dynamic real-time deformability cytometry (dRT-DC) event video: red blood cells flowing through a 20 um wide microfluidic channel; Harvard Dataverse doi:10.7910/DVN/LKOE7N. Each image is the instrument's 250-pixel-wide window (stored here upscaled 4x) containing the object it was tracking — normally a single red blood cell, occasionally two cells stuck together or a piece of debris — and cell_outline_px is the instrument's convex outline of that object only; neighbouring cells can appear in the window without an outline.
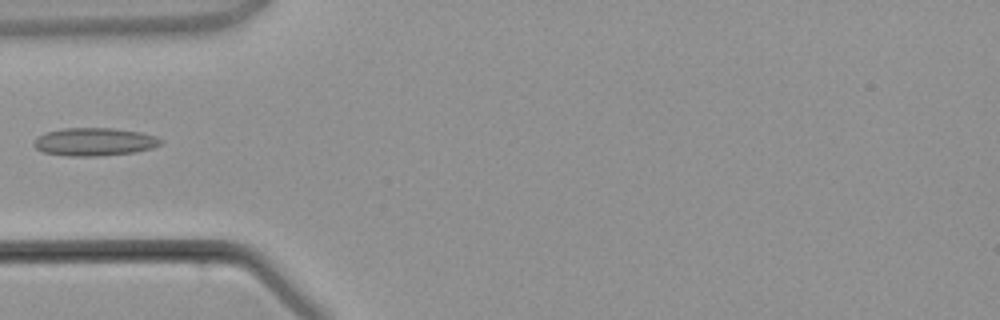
{"species": "common noctule bat (a hibernating species)", "species_latin": "Nyctalus noctula", "temperature_condition": "warm", "stored_images_in_passage": 3, "camera_frame_rate_fps": 3000, "um_per_image_px": 0.085, "animal": {"sex": "male", "body_mass_g": 21.5, "forearm_length_mm": 52.0}, "frame": {"image": 1, "passage_image": 3, "time_ms": 2.333, "image_size_px": [1000, 320], "cell_outline_px": [[164, 140], [160, 144], [152, 148], [136, 152], [100, 156], [68, 156], [44, 152], [36, 148], [32, 144], [44, 132], [64, 128], [112, 128], [140, 132], [156, 136]], "centroid_in_image_um": [8.05, 12.05], "position_along_channel_um": 77.0, "area_um2": 20.69}}